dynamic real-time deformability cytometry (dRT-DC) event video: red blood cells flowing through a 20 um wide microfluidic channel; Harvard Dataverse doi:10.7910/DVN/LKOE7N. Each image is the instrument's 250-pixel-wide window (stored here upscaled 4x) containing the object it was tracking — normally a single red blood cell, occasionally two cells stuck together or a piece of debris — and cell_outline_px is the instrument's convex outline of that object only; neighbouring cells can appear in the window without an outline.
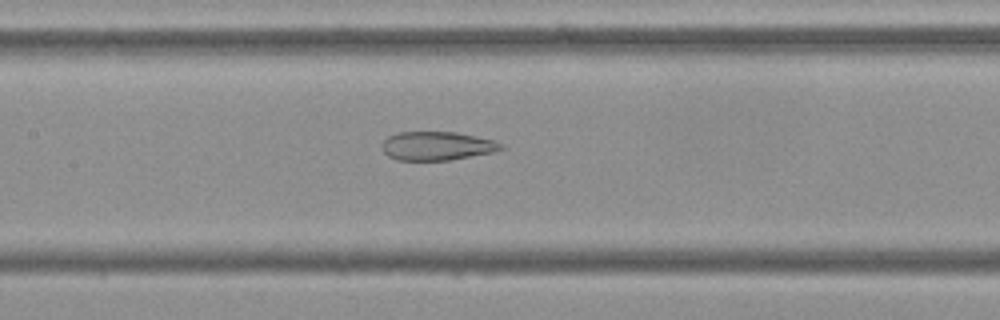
{"species": "Egyptian fruit bat (a non-hibernating species)", "species_latin": "Rousettus aegyptiacus", "temperature_condition": "cold", "stored_images_in_passage": 49, "camera_frame_rate_fps": 3000, "um_per_image_px": 0.085, "frame": {"image": 1, "passage_image": 20, "time_ms": 6.333, "image_size_px": [1000, 320], "cell_outline_px": [[504, 148], [492, 152], [448, 160], [396, 160], [388, 156], [380, 148], [380, 144], [388, 136], [396, 132], [456, 132], [496, 140], [504, 144]], "centroid_in_image_um": [37.11, 12.39], "position_along_channel_um": 170.3, "area_um2": 20.06}}
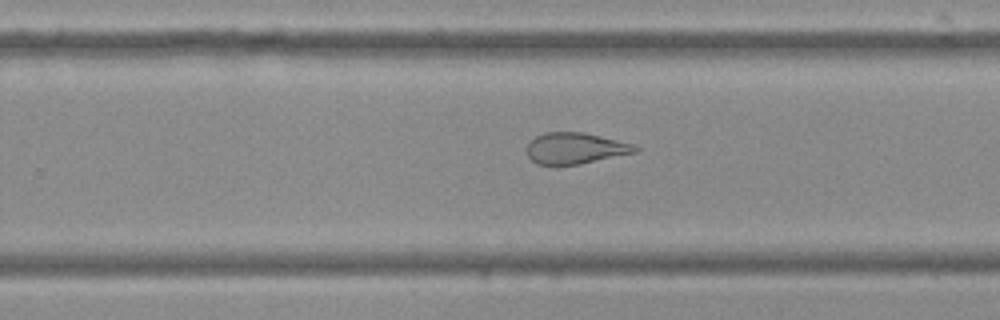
{"frame": {"image": 2, "passage_image": 29, "time_ms": 9.333, "image_size_px": [1000, 320], "cell_outline_px": [[640, 152], [580, 164], [536, 164], [528, 156], [528, 144], [536, 136], [544, 132], [584, 132], [632, 144], [640, 148]], "centroid_in_image_um": [48.94, 12.6], "position_along_channel_um": 280.9, "area_um2": 19.59}}
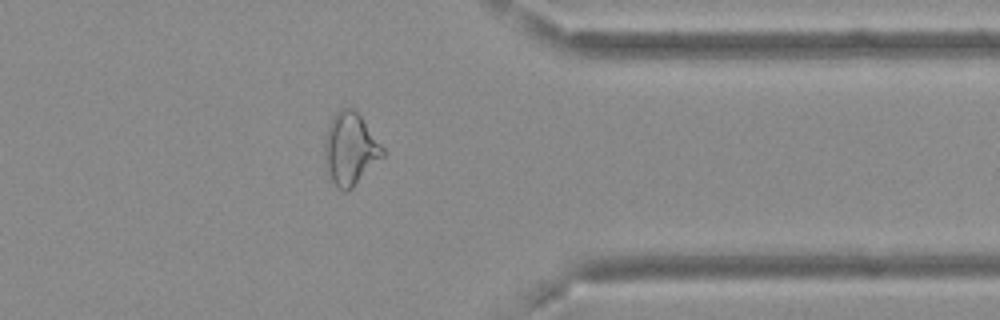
{"frame": {"image": 3, "passage_image": 38, "time_ms": 12.333, "image_size_px": [1000, 320], "cell_outline_px": [[384, 156], [348, 192], [344, 192], [336, 188], [332, 180], [324, 156], [324, 144], [328, 124], [336, 112], [340, 108], [352, 108], [360, 116], [384, 148]], "centroid_in_image_um": [29.77, 12.67], "position_along_channel_um": 381.6, "area_um2": 24.22}, "authors_computed_cell_mechanics": {"area_um2": 24.6228, "velocity_mm_per_s": 3.7, "shape_relaxation_time_tau1_ms": null, "shape_relaxation_time_tau2_ms": 1.9869, "deformation_change_tau1": null, "deformation_change_tau2": 0.1042}}